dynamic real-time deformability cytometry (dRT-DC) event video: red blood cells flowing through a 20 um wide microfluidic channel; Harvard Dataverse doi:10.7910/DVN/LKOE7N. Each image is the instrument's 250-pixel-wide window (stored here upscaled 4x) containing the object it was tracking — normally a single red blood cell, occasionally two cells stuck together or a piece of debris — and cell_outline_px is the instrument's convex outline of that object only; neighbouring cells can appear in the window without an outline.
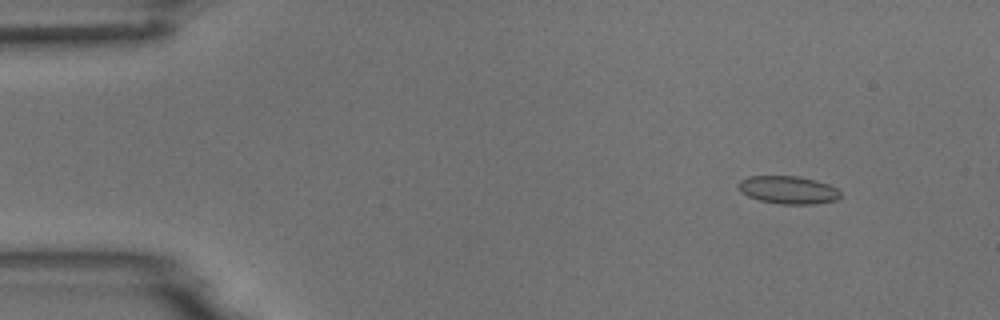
{"species": "common noctule bat (a hibernating species)", "species_latin": "Nyctalus noctula", "temperature_condition": "room temperature", "stored_images_in_passage": 54, "camera_frame_rate_fps": 3000, "um_per_image_px": 0.085, "animal": {"sex": "male", "body_mass_g": 18.8}, "frame": {"image": 1, "passage_image": 6, "time_ms": 1.667, "image_size_px": [1000, 320], "cell_outline_px": [[840, 196], [836, 200], [812, 204], [780, 204], [760, 200], [748, 196], [740, 192], [740, 180], [748, 176], [800, 176], [816, 180], [828, 184], [836, 188], [840, 192]], "centroid_in_image_um": [67.0, 16.14], "position_along_channel_um": 18.0, "area_um2": 16.47}}
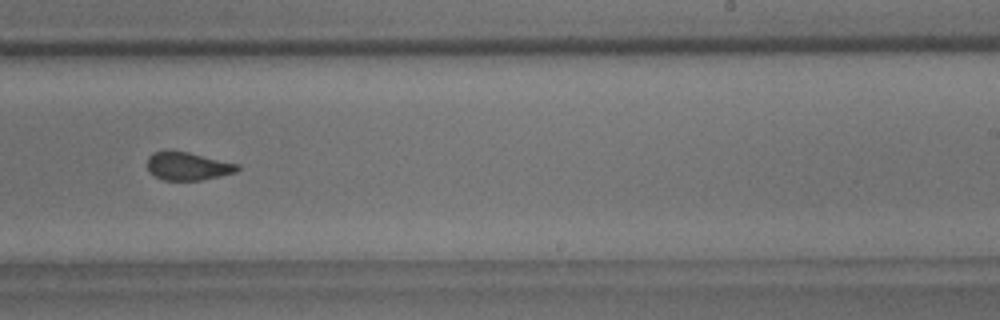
{"frame": {"image": 2, "passage_image": 34, "time_ms": 11.0, "image_size_px": [1000, 320], "cell_outline_px": [[240, 168], [236, 172], [220, 176], [200, 180], [164, 180], [148, 172], [148, 156], [152, 152], [168, 148], [188, 152], [240, 164]], "centroid_in_image_um": [15.93, 14.09], "position_along_channel_um": 273.1, "area_um2": 15.09}}
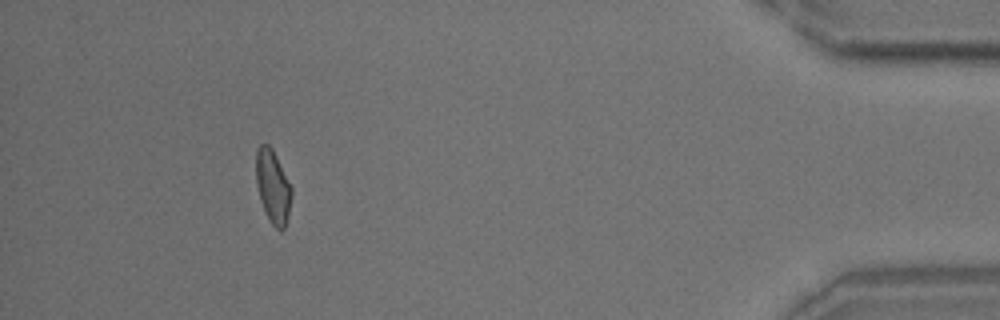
{"frame": {"image": 3, "passage_image": 50, "time_ms": 16.333, "image_size_px": [1000, 320], "cell_outline_px": [[292, 196], [288, 216], [284, 228], [276, 228], [268, 220], [264, 212], [260, 200], [256, 184], [256, 148], [260, 144], [268, 144], [272, 148], [292, 188]], "centroid_in_image_um": [23.17, 15.85], "position_along_channel_um": 412.0, "area_um2": 15.2}, "authors_computed_cell_mechanics": {"area_um2": 15.7794, "velocity_mm_per_s": 3.7349, "shape_relaxation_time_tau1_ms": 7.1395, "shape_relaxation_time_tau2_ms": 1.2717, "deformation_change_tau1": 0.1446, "deformation_change_tau2": 0.0864}}